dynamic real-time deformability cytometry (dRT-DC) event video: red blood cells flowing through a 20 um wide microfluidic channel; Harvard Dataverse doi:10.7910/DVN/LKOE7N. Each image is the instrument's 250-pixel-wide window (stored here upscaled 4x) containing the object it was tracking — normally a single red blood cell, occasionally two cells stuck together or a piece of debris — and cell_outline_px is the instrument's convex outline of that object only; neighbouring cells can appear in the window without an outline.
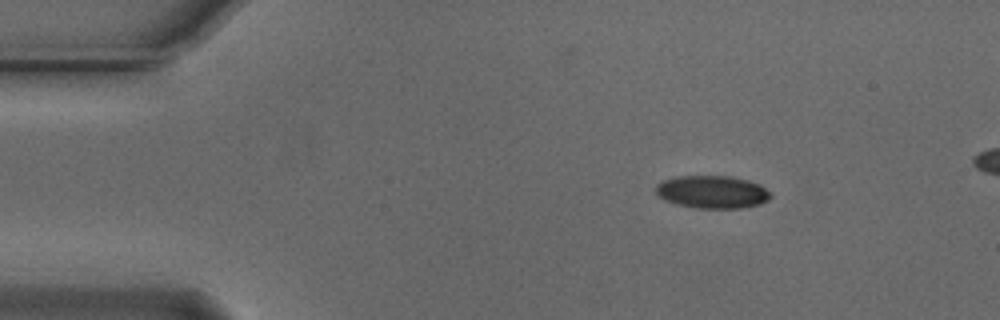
{"species": "Egyptian fruit bat (a non-hibernating species)", "species_latin": "Rousettus aegyptiacus", "temperature_condition": "cold", "stored_images_in_passage": 46, "camera_frame_rate_fps": 3000, "um_per_image_px": 0.085, "animal": {"sex": "male"}, "frame": {"image": 1, "passage_image": 1, "time_ms": 0.0, "image_size_px": [1000, 320], "cell_outline_px": [[772, 196], [768, 200], [760, 204], [740, 208], [696, 208], [676, 204], [664, 200], [656, 192], [656, 184], [660, 180], [676, 176], [732, 176], [748, 180], [760, 184], [772, 192]], "centroid_in_image_um": [60.55, 16.31], "position_along_channel_um": 24.5, "area_um2": 22.2}}
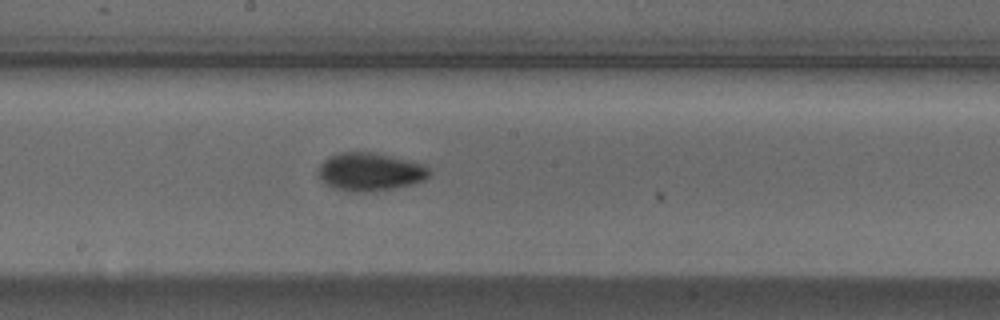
{"frame": {"image": 2, "passage_image": 22, "time_ms": 7.0, "image_size_px": [1000, 320], "cell_outline_px": [[428, 176], [424, 180], [412, 184], [396, 188], [372, 192], [348, 192], [332, 188], [324, 184], [320, 180], [320, 164], [324, 160], [340, 152], [372, 152], [424, 164], [428, 168]], "centroid_in_image_um": [31.43, 14.63], "position_along_channel_um": 216.8, "area_um2": 24.62}}
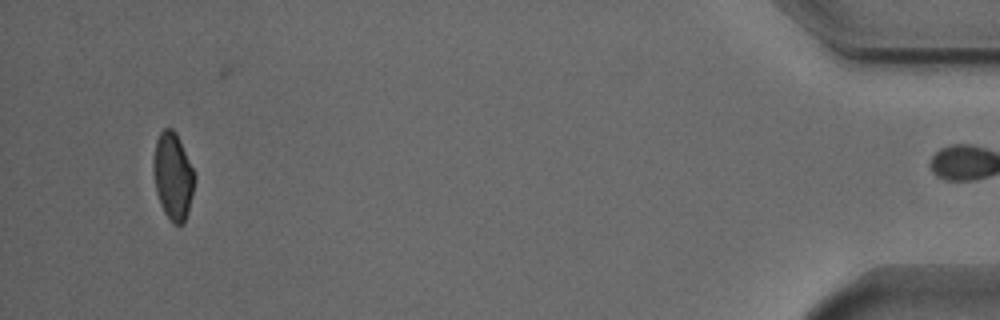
{"frame": {"image": 3, "passage_image": 45, "time_ms": 14.667, "image_size_px": [1000, 320], "cell_outline_px": [[196, 180], [188, 212], [184, 224], [172, 224], [164, 212], [160, 204], [156, 192], [152, 164], [156, 140], [160, 132], [164, 128], [172, 128], [176, 132], [196, 176]], "centroid_in_image_um": [14.7, 14.99], "position_along_channel_um": 420.5, "area_um2": 21.04}, "authors_computed_cell_mechanics": {"area_um2": 22.7154, "velocity_mm_per_s": 3.7282, "shape_relaxation_time_tau1_ms": 3.1348, "shape_relaxation_time_tau2_ms": 2.5895, "deformation_change_tau1": 0.0923, "deformation_change_tau2": 0.0625}}